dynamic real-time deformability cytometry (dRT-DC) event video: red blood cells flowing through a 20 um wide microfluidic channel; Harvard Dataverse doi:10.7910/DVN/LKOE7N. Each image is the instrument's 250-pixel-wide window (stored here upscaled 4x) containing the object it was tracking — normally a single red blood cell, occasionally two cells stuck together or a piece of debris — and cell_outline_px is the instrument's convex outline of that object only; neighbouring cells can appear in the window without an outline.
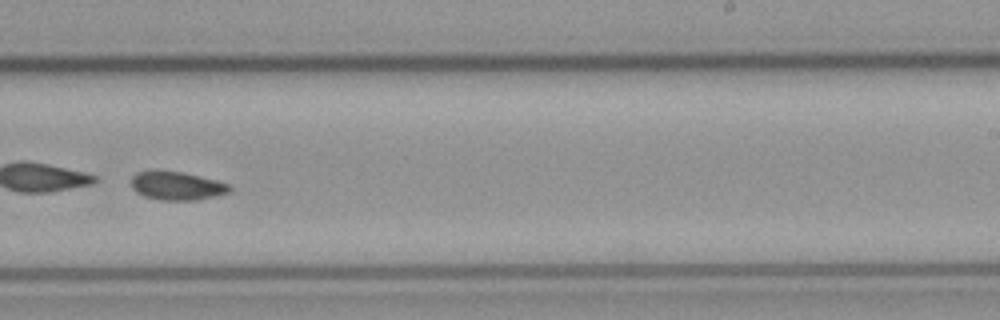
{"species": "common noctule bat (a hibernating species)", "species_latin": "Nyctalus noctula", "temperature_condition": "cold", "stored_images_in_passage": 39, "camera_frame_rate_fps": 3000, "um_per_image_px": 0.085, "animal": {"sex": "male", "body_mass_g": 23.1, "forearm_length_mm": 52.7}, "frame": {"image": 1, "passage_image": 23, "time_ms": 7.333, "image_size_px": [1000, 320], "cell_outline_px": [[232, 188], [228, 192], [196, 200], [160, 200], [144, 196], [136, 192], [132, 188], [132, 176], [136, 172], [180, 172], [216, 180], [228, 184]], "centroid_in_image_um": [15.01, 15.81], "position_along_channel_um": 274.0, "area_um2": 15.78}, "authors_computed_cell_mechanics": {"area_um2": 16.6464, "velocity_mm_per_s": 3.7551, "shape_relaxation_time_tau1_ms": 0.9337, "shape_relaxation_time_tau2_ms": 5.0902, "deformation_change_tau1": 0.2085, "deformation_change_tau2": 0.0996}}